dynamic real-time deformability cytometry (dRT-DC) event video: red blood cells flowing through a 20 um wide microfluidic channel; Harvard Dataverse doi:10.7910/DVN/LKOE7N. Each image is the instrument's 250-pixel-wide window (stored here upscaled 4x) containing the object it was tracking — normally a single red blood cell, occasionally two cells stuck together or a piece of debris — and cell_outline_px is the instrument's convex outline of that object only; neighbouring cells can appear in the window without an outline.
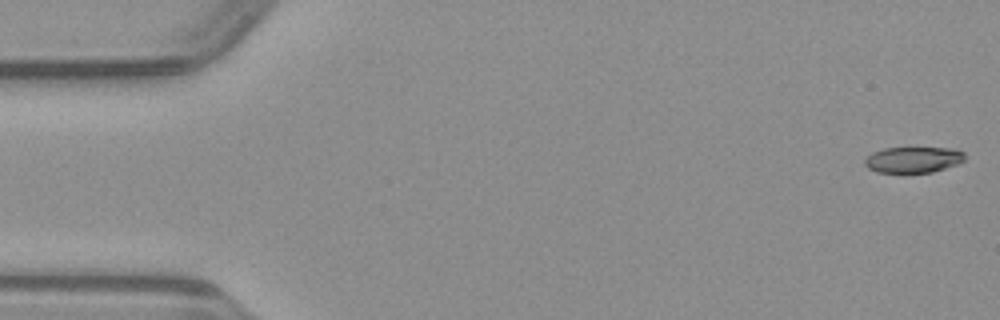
{"species": "common noctule bat (a hibernating species)", "species_latin": "Nyctalus noctula", "temperature_condition": "warm", "stored_images_in_passage": 49, "camera_frame_rate_fps": 3000, "um_per_image_px": 0.085, "animal": {"sex": "male", "body_mass_g": 23.1, "forearm_length_mm": 52.7}, "frame": {"image": 1, "passage_image": 1, "time_ms": 0.0, "image_size_px": [1000, 320], "cell_outline_px": [[964, 160], [956, 164], [932, 172], [876, 172], [868, 168], [864, 164], [864, 160], [872, 152], [884, 148], [956, 148], [964, 152]], "centroid_in_image_um": [77.61, 13.56], "position_along_channel_um": 7.4, "area_um2": 15.03}}
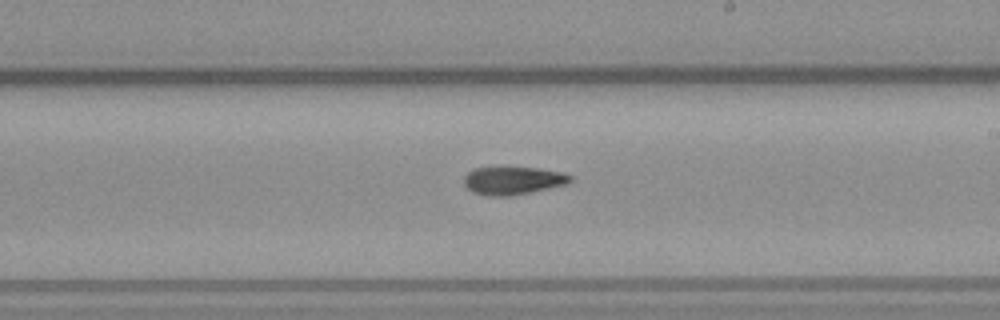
{"frame": {"image": 2, "passage_image": 28, "time_ms": 9.0, "image_size_px": [1000, 320], "cell_outline_px": [[572, 180], [564, 184], [528, 192], [508, 196], [488, 196], [472, 192], [464, 184], [464, 176], [472, 168], [540, 168], [564, 172], [572, 176]], "centroid_in_image_um": [43.57, 15.34], "position_along_channel_um": 245.4, "area_um2": 17.05}}
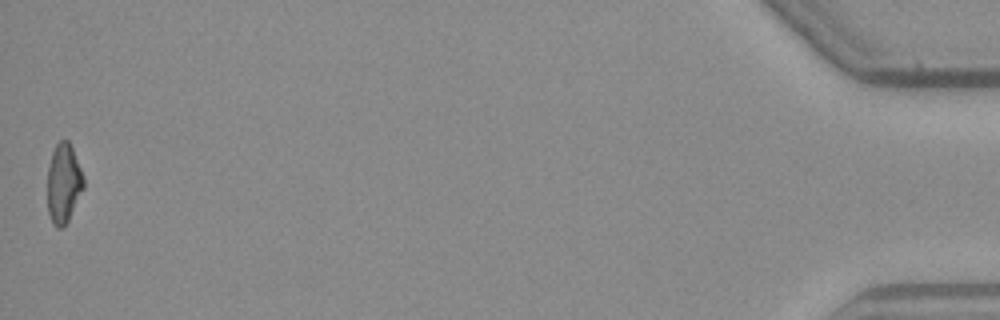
{"frame": {"image": 3, "passage_image": 49, "time_ms": 16.0, "image_size_px": [1000, 320], "cell_outline_px": [[84, 188], [68, 220], [60, 228], [56, 228], [52, 224], [48, 212], [48, 168], [52, 152], [56, 144], [60, 140], [68, 140], [72, 148], [84, 176]], "centroid_in_image_um": [5.4, 15.58], "position_along_channel_um": 429.8, "area_um2": 16.65}}